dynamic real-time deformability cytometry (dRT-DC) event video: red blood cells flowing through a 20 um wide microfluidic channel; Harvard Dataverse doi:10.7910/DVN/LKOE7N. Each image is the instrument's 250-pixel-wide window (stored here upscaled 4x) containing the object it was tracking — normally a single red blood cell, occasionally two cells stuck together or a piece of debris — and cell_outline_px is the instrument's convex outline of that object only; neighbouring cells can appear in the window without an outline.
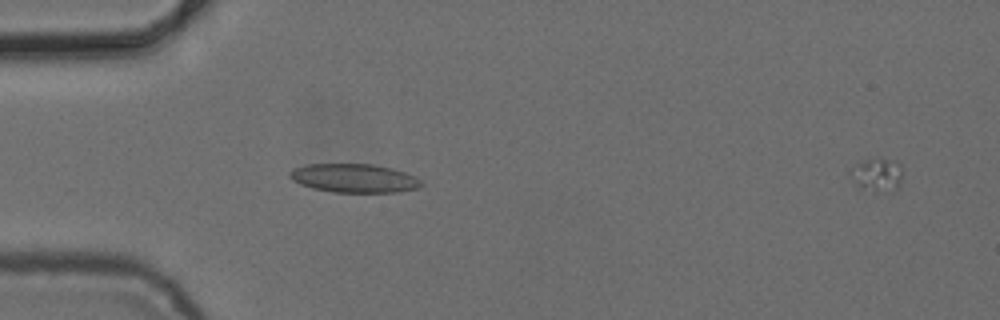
{"species": "common noctule bat (a hibernating species)", "species_latin": "Nyctalus noctula", "temperature_condition": "cold", "stored_images_in_passage": 4, "camera_frame_rate_fps": 3000, "um_per_image_px": 0.085, "animal": {"sex": "female", "body_mass_g": 24.6, "forearm_length_mm": 56.2}, "frame": {"image": 1, "passage_image": 3, "time_ms": 3.0, "image_size_px": [1000, 320], "cell_outline_px": [[424, 184], [416, 188], [396, 192], [332, 192], [312, 188], [300, 184], [292, 180], [288, 176], [288, 172], [296, 168], [308, 164], [372, 164], [392, 168], [416, 176]], "centroid_in_image_um": [30.09, 15.14], "position_along_channel_um": 54.9, "area_um2": 21.96}}